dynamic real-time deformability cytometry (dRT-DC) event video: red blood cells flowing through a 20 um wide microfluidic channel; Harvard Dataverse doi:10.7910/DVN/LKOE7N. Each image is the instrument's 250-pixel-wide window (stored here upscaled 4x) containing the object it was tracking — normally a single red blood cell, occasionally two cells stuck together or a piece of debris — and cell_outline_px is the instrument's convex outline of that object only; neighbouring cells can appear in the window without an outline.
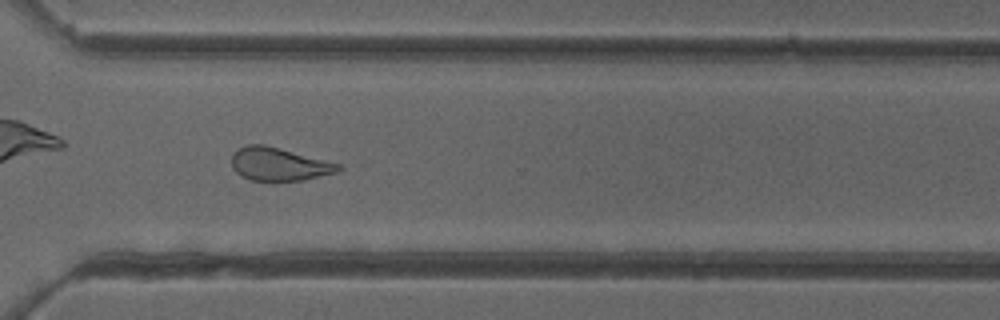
{"species": "common noctule bat (a hibernating species)", "species_latin": "Nyctalus noctula", "temperature_condition": "cold", "stored_images_in_passage": 50, "camera_frame_rate_fps": 3000, "um_per_image_px": 0.085, "animal": {"sex": "female"}, "frame": {"image": 1, "passage_image": 36, "time_ms": 11.667, "image_size_px": [1000, 320], "cell_outline_px": [[344, 168], [336, 172], [304, 180], [252, 180], [240, 176], [232, 168], [232, 156], [240, 148], [248, 144], [264, 144], [280, 148], [340, 164]], "centroid_in_image_um": [23.71, 13.95], "position_along_channel_um": 346.9, "area_um2": 20.35}, "authors_computed_cell_mechanics": {"area_um2": 22.6865, "velocity_mm_per_s": 3.9404, "shape_relaxation_time_tau1_ms": null, "shape_relaxation_time_tau2_ms": 2.3118, "deformation_change_tau1": null, "deformation_change_tau2": 0.1003}}